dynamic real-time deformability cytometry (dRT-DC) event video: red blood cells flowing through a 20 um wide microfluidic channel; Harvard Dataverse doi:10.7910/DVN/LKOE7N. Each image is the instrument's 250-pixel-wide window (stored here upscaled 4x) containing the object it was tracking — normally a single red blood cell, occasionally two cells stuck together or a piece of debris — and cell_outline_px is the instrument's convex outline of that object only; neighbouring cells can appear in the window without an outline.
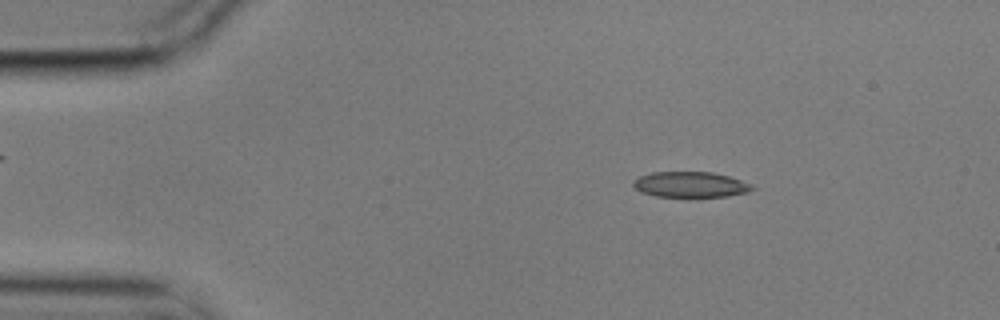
{"species": "common noctule bat (a hibernating species)", "species_latin": "Nyctalus noctula", "temperature_condition": "cold", "stored_images_in_passage": 55, "camera_frame_rate_fps": 3000, "um_per_image_px": 0.085, "animal": {"sex": "male", "body_mass_g": 17.9}, "frame": {"image": 1, "passage_image": 8, "time_ms": 2.333, "image_size_px": [1000, 320], "cell_outline_px": [[756, 188], [748, 192], [728, 196], [696, 200], [656, 196], [640, 192], [632, 184], [632, 180], [640, 176], [652, 172], [712, 172], [728, 176], [752, 184]], "centroid_in_image_um": [58.69, 15.74], "position_along_channel_um": 26.3, "area_um2": 18.67}}
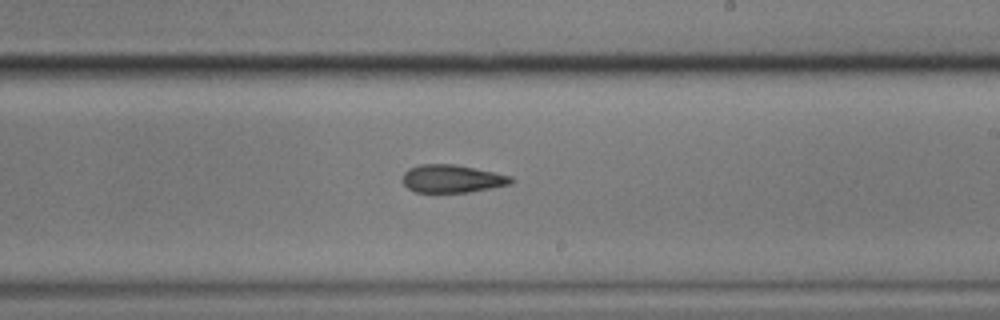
{"frame": {"image": 2, "passage_image": 32, "time_ms": 10.333, "image_size_px": [1000, 320], "cell_outline_px": [[516, 180], [512, 184], [492, 188], [468, 192], [416, 192], [408, 188], [404, 184], [404, 172], [408, 168], [420, 164], [456, 164], [512, 176]], "centroid_in_image_um": [38.47, 15.18], "position_along_channel_um": 250.5, "area_um2": 17.69}}
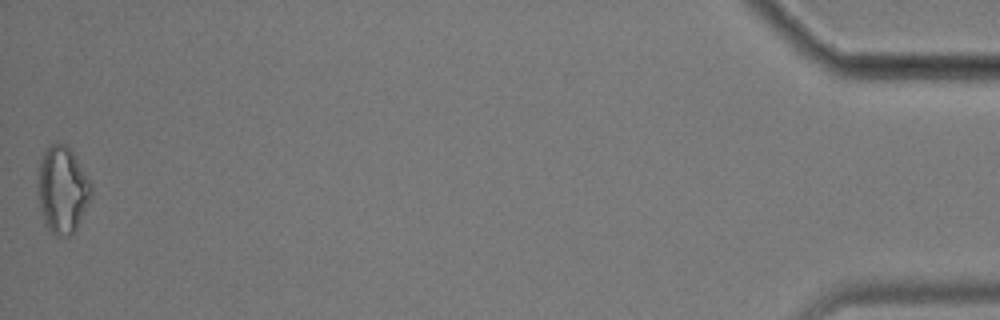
{"frame": {"image": 3, "passage_image": 55, "time_ms": 18.0, "image_size_px": [1000, 320], "cell_outline_px": [[92, 196], [76, 228], [68, 236], [56, 236], [44, 224], [40, 208], [40, 160], [48, 144], [56, 140], [64, 144], [72, 152], [92, 184]], "centroid_in_image_um": [5.33, 16.11], "position_along_channel_um": 429.9, "area_um2": 26.53}, "authors_computed_cell_mechanics": {"area_um2": 18.4382, "velocity_mm_per_s": 3.555, "shape_relaxation_time_tau1_ms": 6.1342, "shape_relaxation_time_tau2_ms": 3.0725, "deformation_change_tau1": 0.1419, "deformation_change_tau2": 0.1122}}